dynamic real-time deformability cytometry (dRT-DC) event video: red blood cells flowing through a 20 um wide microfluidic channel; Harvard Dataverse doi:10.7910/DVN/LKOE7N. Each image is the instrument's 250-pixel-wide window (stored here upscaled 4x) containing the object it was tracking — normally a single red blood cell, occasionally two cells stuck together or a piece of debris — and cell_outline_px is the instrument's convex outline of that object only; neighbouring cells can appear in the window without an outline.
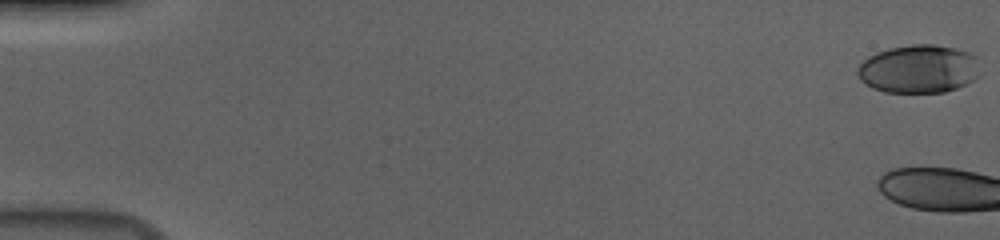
{"species": "human", "species_latin": "Homo sapiens", "temperature_condition": "cold", "stored_images_in_passage": 10, "camera_frame_rate_fps": 3000, "um_per_image_px": 0.085, "donor": {"sex": "male"}, "frame": {"image": 1, "passage_image": 1, "time_ms": 0.0, "image_size_px": [1000, 240], "cell_outline_px": [[976, 76], [972, 80], [956, 88], [944, 92], [884, 92], [872, 88], [864, 84], [860, 80], [856, 72], [860, 64], [868, 56], [876, 52], [888, 48], [912, 44], [932, 44], [956, 48], [968, 52], [976, 56]], "centroid_in_image_um": [78.01, 5.85], "position_along_channel_um": 7.0, "area_um2": 34.33}}